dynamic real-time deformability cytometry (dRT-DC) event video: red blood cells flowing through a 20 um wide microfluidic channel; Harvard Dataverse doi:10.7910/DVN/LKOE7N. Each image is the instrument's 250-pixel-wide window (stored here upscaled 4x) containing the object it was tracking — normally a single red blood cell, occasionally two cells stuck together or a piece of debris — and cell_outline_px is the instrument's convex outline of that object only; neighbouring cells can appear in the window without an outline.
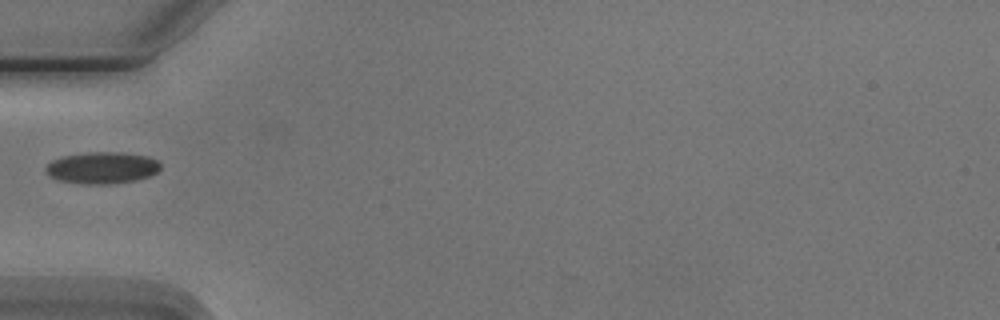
{"species": "Egyptian fruit bat (a non-hibernating species)", "species_latin": "Rousettus aegyptiacus", "temperature_condition": "cold", "stored_images_in_passage": 2, "camera_frame_rate_fps": 3000, "um_per_image_px": 0.085, "animal": {"sex": "male"}, "frame": {"image": 1, "passage_image": 1, "time_ms": 0.0, "image_size_px": [1000, 320], "cell_outline_px": [[160, 168], [156, 172], [148, 176], [136, 180], [108, 184], [80, 184], [60, 180], [52, 176], [44, 168], [52, 160], [64, 156], [88, 152], [120, 152], [148, 156], [156, 160], [160, 164]], "centroid_in_image_um": [8.69, 14.26], "position_along_channel_um": 76.3, "area_um2": 20.98}}
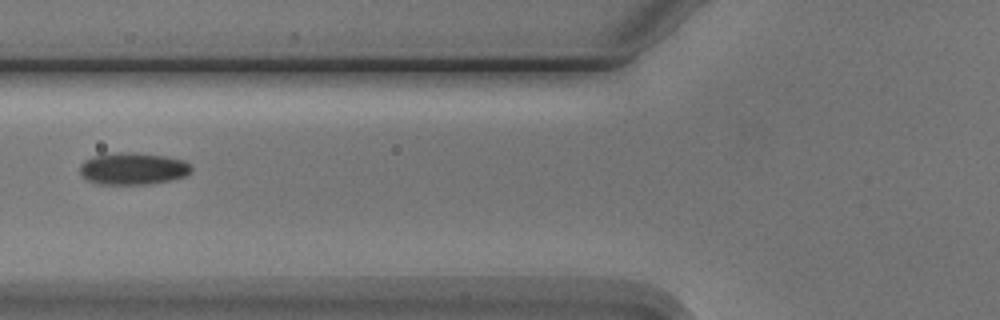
{"frame": {"image": 2, "passage_image": 2, "time_ms": 1.0, "image_size_px": [1000, 320], "cell_outline_px": [[192, 172], [188, 176], [172, 180], [148, 184], [96, 184], [84, 180], [80, 172], [80, 164], [84, 160], [92, 156], [104, 152], [132, 152], [164, 156], [184, 160], [192, 168]], "centroid_in_image_um": [11.26, 14.33], "position_along_channel_um": 114.5, "area_um2": 21.33}}